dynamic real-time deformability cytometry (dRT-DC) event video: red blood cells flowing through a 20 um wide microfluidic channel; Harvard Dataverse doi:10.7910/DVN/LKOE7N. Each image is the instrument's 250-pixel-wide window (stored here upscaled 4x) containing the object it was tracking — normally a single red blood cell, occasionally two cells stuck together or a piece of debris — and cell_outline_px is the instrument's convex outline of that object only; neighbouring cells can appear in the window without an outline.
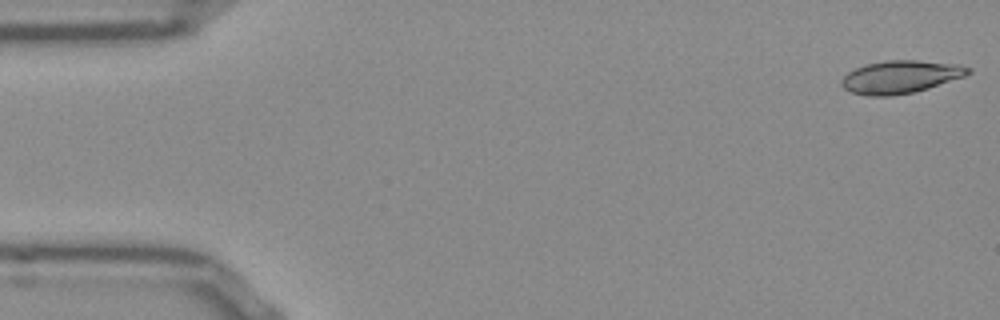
{"species": "Egyptian fruit bat (a non-hibernating species)", "species_latin": "Rousettus aegyptiacus", "temperature_condition": "room temperature", "stored_images_in_passage": 15, "camera_frame_rate_fps": 3000, "um_per_image_px": 0.085, "frame": {"image": 1, "passage_image": 1, "time_ms": 0.0, "image_size_px": [1000, 320], "cell_outline_px": [[972, 72], [964, 76], [928, 88], [912, 92], [892, 96], [868, 96], [852, 92], [844, 88], [840, 84], [840, 80], [848, 72], [864, 64], [888, 60], [916, 60], [960, 64], [972, 68]], "centroid_in_image_um": [76.54, 6.53], "position_along_channel_um": 8.5, "area_um2": 24.22}}
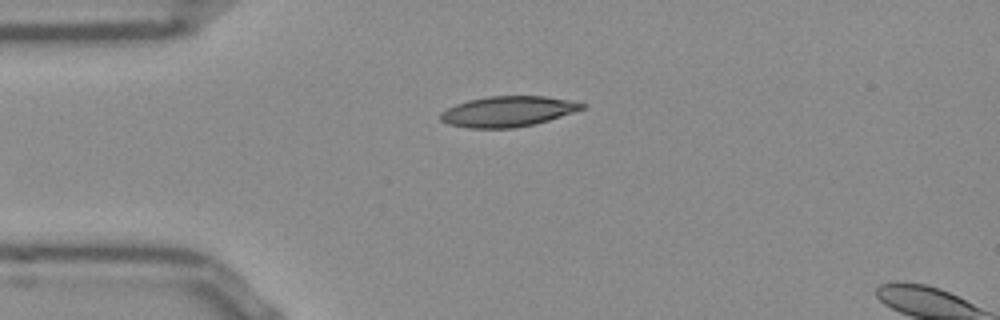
{"frame": {"image": 2, "passage_image": 12, "time_ms": 3.667, "image_size_px": [1000, 320], "cell_outline_px": [[588, 104], [584, 108], [548, 120], [532, 124], [512, 128], [468, 128], [448, 124], [440, 120], [440, 112], [456, 104], [468, 100], [488, 96], [544, 96]], "centroid_in_image_um": [43.11, 9.47], "position_along_channel_um": 41.9, "area_um2": 24.85}}